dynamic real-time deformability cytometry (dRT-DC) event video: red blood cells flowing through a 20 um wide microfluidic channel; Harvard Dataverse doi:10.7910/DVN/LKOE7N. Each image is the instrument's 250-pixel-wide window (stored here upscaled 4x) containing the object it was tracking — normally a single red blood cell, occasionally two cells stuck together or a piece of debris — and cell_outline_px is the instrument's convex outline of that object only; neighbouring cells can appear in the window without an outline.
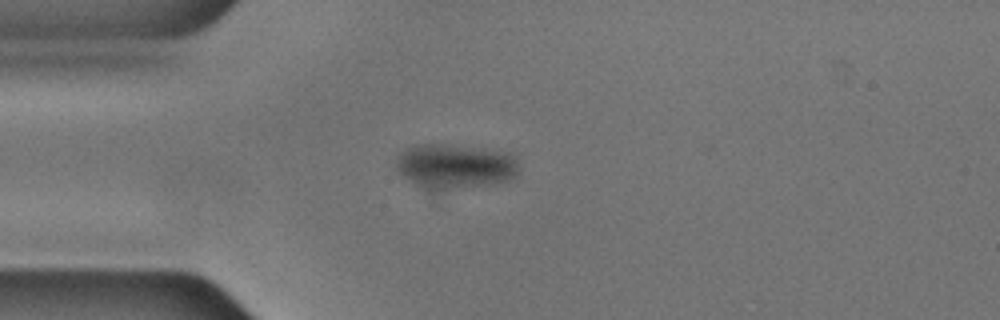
{"species": "common noctule bat (a hibernating species)", "species_latin": "Nyctalus noctula", "temperature_condition": "cold", "stored_images_in_passage": 36, "camera_frame_rate_fps": 3000, "um_per_image_px": 0.085, "animal": {"sex": "male", "body_mass_g": 17.9, "forearm_length_mm": 54.2}, "frame": {"image": 1, "passage_image": 1, "time_ms": 0.0, "image_size_px": [1000, 320], "cell_outline_px": [[516, 176], [508, 180], [436, 192], [428, 192], [396, 172], [396, 160], [400, 152], [416, 144], [448, 144], [484, 148], [516, 152]], "centroid_in_image_um": [38.64, 14.13], "position_along_channel_um": 46.4, "area_um2": 32.66}}
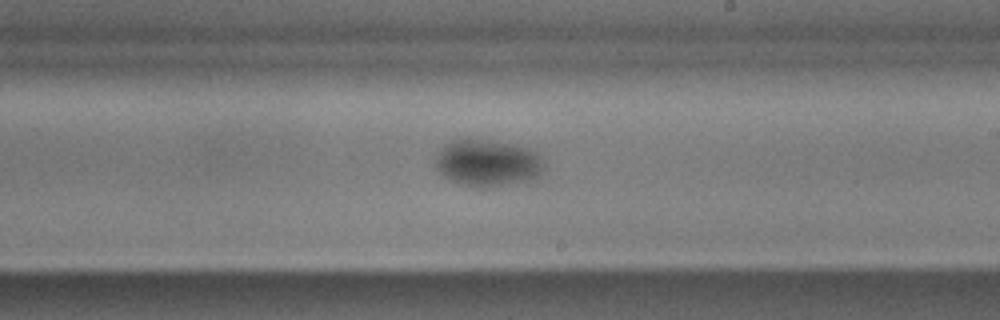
{"frame": {"image": 2, "passage_image": 19, "time_ms": 6.0, "image_size_px": [1000, 320], "cell_outline_px": [[544, 172], [532, 184], [496, 188], [476, 188], [460, 184], [444, 176], [436, 168], [436, 156], [440, 148], [444, 144], [452, 140], [488, 140], [528, 148], [536, 152], [540, 156], [544, 164]], "centroid_in_image_um": [41.54, 13.93], "position_along_channel_um": 247.5, "area_um2": 30.63}}
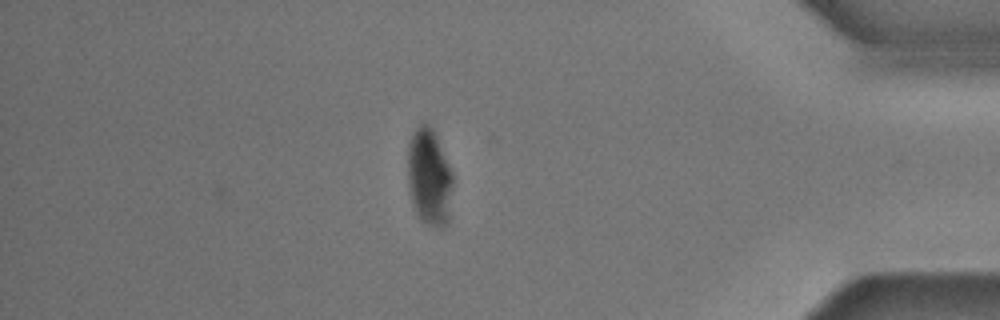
{"frame": {"image": 3, "passage_image": 35, "time_ms": 11.333, "image_size_px": [1000, 320], "cell_outline_px": [[452, 184], [448, 220], [440, 228], [428, 224], [416, 212], [412, 200], [408, 184], [408, 144], [416, 128], [420, 124], [428, 124], [432, 128], [436, 136], [452, 172]], "centroid_in_image_um": [36.48, 15.03], "position_along_channel_um": 398.7, "area_um2": 24.85}, "authors_computed_cell_mechanics": {"area_um2": 29.9693, "velocity_mm_per_s": 3.5591, "shape_relaxation_time_tau1_ms": 1.7439, "shape_relaxation_time_tau2_ms": null, "deformation_change_tau1": 0.0654, "deformation_change_tau2": null}}